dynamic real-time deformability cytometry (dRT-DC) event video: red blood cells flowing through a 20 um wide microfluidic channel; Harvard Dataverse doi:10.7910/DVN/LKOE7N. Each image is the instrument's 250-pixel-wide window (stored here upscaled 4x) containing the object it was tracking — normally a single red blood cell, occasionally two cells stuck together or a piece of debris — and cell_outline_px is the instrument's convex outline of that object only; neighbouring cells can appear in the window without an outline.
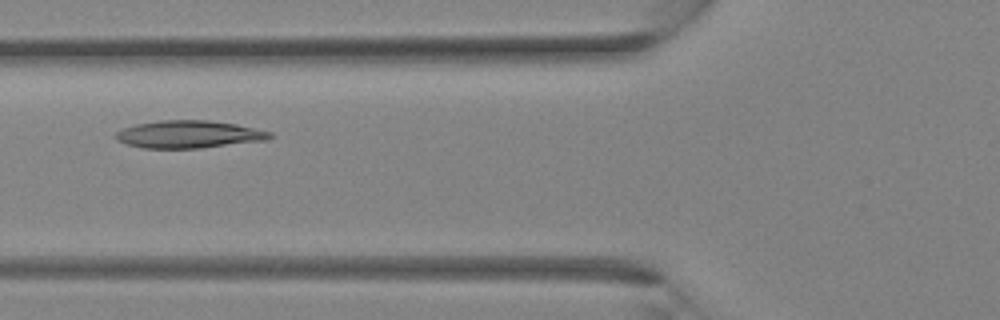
{"species": "Egyptian fruit bat (a non-hibernating species)", "species_latin": "Rousettus aegyptiacus", "temperature_condition": "room temperature", "stored_images_in_passage": 31, "camera_frame_rate_fps": 3000, "um_per_image_px": 0.085, "animal": {"sex": "female"}, "frame": {"image": 1, "passage_image": 10, "time_ms": 3.0, "image_size_px": [1000, 320], "cell_outline_px": [[276, 136], [268, 140], [200, 148], [144, 148], [128, 144], [116, 140], [112, 136], [116, 132], [124, 128], [136, 124], [160, 120], [208, 120], [236, 124], [272, 132]], "centroid_in_image_um": [16.07, 11.42], "position_along_channel_um": 109.7, "area_um2": 24.85}}
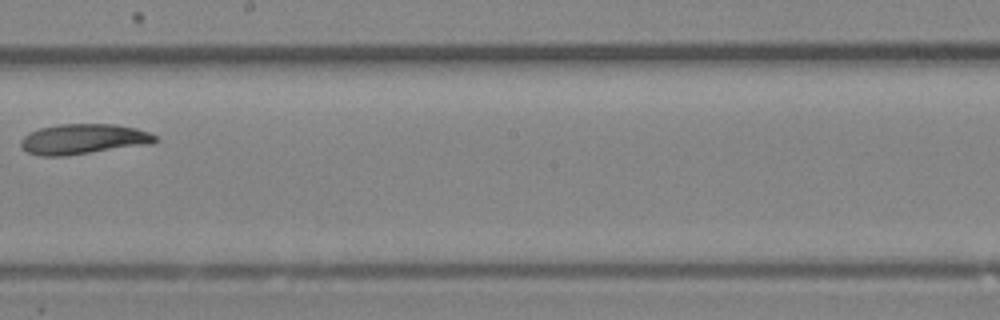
{"frame": {"image": 2, "passage_image": 17, "time_ms": 5.333, "image_size_px": [1000, 320], "cell_outline_px": [[160, 140], [152, 144], [64, 156], [40, 156], [28, 152], [20, 144], [20, 140], [28, 132], [40, 128], [60, 124], [116, 124], [136, 128], [148, 132], [156, 136]], "centroid_in_image_um": [7.11, 11.82], "position_along_channel_um": 241.1, "area_um2": 23.81}}
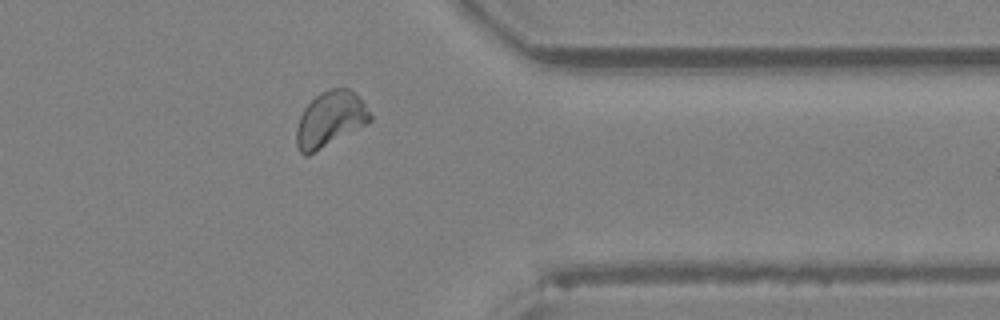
{"frame": {"image": 3, "passage_image": 25, "time_ms": 8.0, "image_size_px": [1000, 320], "cell_outline_px": [[372, 120], [368, 124], [308, 156], [304, 156], [300, 152], [296, 144], [296, 128], [300, 116], [304, 108], [320, 92], [332, 88], [348, 88], [364, 104], [372, 116]], "centroid_in_image_um": [28.04, 10.17], "position_along_channel_um": 383.4, "area_um2": 23.7}}